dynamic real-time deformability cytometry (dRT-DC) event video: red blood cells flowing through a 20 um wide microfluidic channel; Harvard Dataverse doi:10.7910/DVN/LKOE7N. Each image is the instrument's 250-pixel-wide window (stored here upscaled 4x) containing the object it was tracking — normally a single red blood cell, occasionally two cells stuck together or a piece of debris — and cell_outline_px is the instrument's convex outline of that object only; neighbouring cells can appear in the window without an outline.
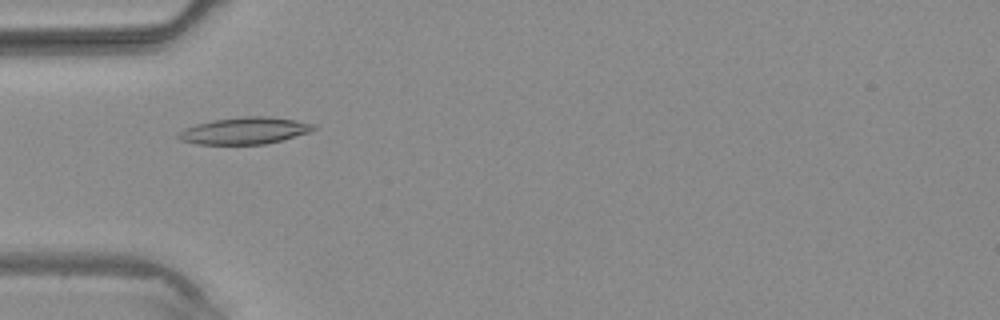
{"species": "common noctule bat (a hibernating species)", "species_latin": "Nyctalus noctula", "temperature_condition": "warm", "stored_images_in_passage": 1, "camera_frame_rate_fps": 3000, "um_per_image_px": 0.085, "animal": {"sex": "male", "body_mass_g": 20.4}, "frame": {"image": 1, "passage_image": 1, "time_ms": 0.0, "image_size_px": [1000, 320], "cell_outline_px": [[316, 128], [308, 132], [280, 140], [264, 144], [196, 144], [180, 140], [176, 136], [184, 128], [196, 124], [212, 120], [244, 116], [264, 116], [296, 120], [316, 124]], "centroid_in_image_um": [20.76, 11.1], "position_along_channel_um": 64.2, "area_um2": 20.98}}